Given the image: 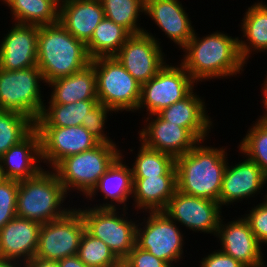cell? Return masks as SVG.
Listing matches in <instances>:
<instances>
[{"instance_id": "9c48e42d", "label": "cell", "mask_w": 267, "mask_h": 267, "mask_svg": "<svg viewBox=\"0 0 267 267\" xmlns=\"http://www.w3.org/2000/svg\"><path fill=\"white\" fill-rule=\"evenodd\" d=\"M196 83L184 66L167 63L148 82L141 85V96L137 110L146 107L149 115L171 106L185 98Z\"/></svg>"}, {"instance_id": "7bdbcfd3", "label": "cell", "mask_w": 267, "mask_h": 267, "mask_svg": "<svg viewBox=\"0 0 267 267\" xmlns=\"http://www.w3.org/2000/svg\"><path fill=\"white\" fill-rule=\"evenodd\" d=\"M14 263V264H13ZM16 261V260H8V259H0V267H26L25 263ZM21 264V265H20Z\"/></svg>"}, {"instance_id": "4fadbf2b", "label": "cell", "mask_w": 267, "mask_h": 267, "mask_svg": "<svg viewBox=\"0 0 267 267\" xmlns=\"http://www.w3.org/2000/svg\"><path fill=\"white\" fill-rule=\"evenodd\" d=\"M163 212L192 231L217 235L221 220L219 202L176 191Z\"/></svg>"}, {"instance_id": "5b68a950", "label": "cell", "mask_w": 267, "mask_h": 267, "mask_svg": "<svg viewBox=\"0 0 267 267\" xmlns=\"http://www.w3.org/2000/svg\"><path fill=\"white\" fill-rule=\"evenodd\" d=\"M120 151L116 144L99 143L93 149L64 158L53 170L66 192L75 189L87 196L122 155Z\"/></svg>"}, {"instance_id": "7a4b0ae2", "label": "cell", "mask_w": 267, "mask_h": 267, "mask_svg": "<svg viewBox=\"0 0 267 267\" xmlns=\"http://www.w3.org/2000/svg\"><path fill=\"white\" fill-rule=\"evenodd\" d=\"M199 141L189 152L175 158L177 190L219 202L226 169L225 148L203 146Z\"/></svg>"}, {"instance_id": "277c9868", "label": "cell", "mask_w": 267, "mask_h": 267, "mask_svg": "<svg viewBox=\"0 0 267 267\" xmlns=\"http://www.w3.org/2000/svg\"><path fill=\"white\" fill-rule=\"evenodd\" d=\"M67 194L56 172L42 169L36 176L18 181L16 216L41 225L59 219L71 210L61 205Z\"/></svg>"}, {"instance_id": "52a82bcc", "label": "cell", "mask_w": 267, "mask_h": 267, "mask_svg": "<svg viewBox=\"0 0 267 267\" xmlns=\"http://www.w3.org/2000/svg\"><path fill=\"white\" fill-rule=\"evenodd\" d=\"M42 80L44 82L37 66L21 70L0 69V110L23 113L36 122L45 105L39 85Z\"/></svg>"}, {"instance_id": "f35d334b", "label": "cell", "mask_w": 267, "mask_h": 267, "mask_svg": "<svg viewBox=\"0 0 267 267\" xmlns=\"http://www.w3.org/2000/svg\"><path fill=\"white\" fill-rule=\"evenodd\" d=\"M122 267H170L165 261L155 257L137 245L133 247L122 261Z\"/></svg>"}, {"instance_id": "ab89813d", "label": "cell", "mask_w": 267, "mask_h": 267, "mask_svg": "<svg viewBox=\"0 0 267 267\" xmlns=\"http://www.w3.org/2000/svg\"><path fill=\"white\" fill-rule=\"evenodd\" d=\"M200 267H245L230 255L221 250H215L210 255L204 257Z\"/></svg>"}, {"instance_id": "d6a6232c", "label": "cell", "mask_w": 267, "mask_h": 267, "mask_svg": "<svg viewBox=\"0 0 267 267\" xmlns=\"http://www.w3.org/2000/svg\"><path fill=\"white\" fill-rule=\"evenodd\" d=\"M105 17L126 28L131 34L144 32L138 26L140 13L145 11V0H100Z\"/></svg>"}, {"instance_id": "f6af8a7d", "label": "cell", "mask_w": 267, "mask_h": 267, "mask_svg": "<svg viewBox=\"0 0 267 267\" xmlns=\"http://www.w3.org/2000/svg\"><path fill=\"white\" fill-rule=\"evenodd\" d=\"M52 1L55 5H57L59 8L63 6L68 0H50Z\"/></svg>"}, {"instance_id": "8d00e7d4", "label": "cell", "mask_w": 267, "mask_h": 267, "mask_svg": "<svg viewBox=\"0 0 267 267\" xmlns=\"http://www.w3.org/2000/svg\"><path fill=\"white\" fill-rule=\"evenodd\" d=\"M110 111L109 108L105 107L101 103H98L89 113L86 118V122H82L90 134L96 139L99 143L105 144H115L112 139L108 138L104 133V126L107 120V114Z\"/></svg>"}, {"instance_id": "cb8c5ba5", "label": "cell", "mask_w": 267, "mask_h": 267, "mask_svg": "<svg viewBox=\"0 0 267 267\" xmlns=\"http://www.w3.org/2000/svg\"><path fill=\"white\" fill-rule=\"evenodd\" d=\"M47 85L53 90L49 104L66 105L83 100H97L96 73L91 63L84 69Z\"/></svg>"}, {"instance_id": "7402d4cb", "label": "cell", "mask_w": 267, "mask_h": 267, "mask_svg": "<svg viewBox=\"0 0 267 267\" xmlns=\"http://www.w3.org/2000/svg\"><path fill=\"white\" fill-rule=\"evenodd\" d=\"M206 109L204 100L192 90L185 98L164 108L157 115L168 123L186 128L198 141L204 143L213 123Z\"/></svg>"}, {"instance_id": "8fae6325", "label": "cell", "mask_w": 267, "mask_h": 267, "mask_svg": "<svg viewBox=\"0 0 267 267\" xmlns=\"http://www.w3.org/2000/svg\"><path fill=\"white\" fill-rule=\"evenodd\" d=\"M144 222L143 229L137 225L136 245L165 261L170 267H175L172 262L177 263L183 258L184 252L183 234L177 223L163 211L149 212Z\"/></svg>"}, {"instance_id": "e0dca14e", "label": "cell", "mask_w": 267, "mask_h": 267, "mask_svg": "<svg viewBox=\"0 0 267 267\" xmlns=\"http://www.w3.org/2000/svg\"><path fill=\"white\" fill-rule=\"evenodd\" d=\"M148 116L146 121L149 123L146 122V126L139 132V141L145 146L177 158L189 152L199 142L186 128L168 123L157 114ZM149 119H152L151 122Z\"/></svg>"}, {"instance_id": "60d3db41", "label": "cell", "mask_w": 267, "mask_h": 267, "mask_svg": "<svg viewBox=\"0 0 267 267\" xmlns=\"http://www.w3.org/2000/svg\"><path fill=\"white\" fill-rule=\"evenodd\" d=\"M26 267H58L56 260H46L39 258L37 256H34L29 261L25 262Z\"/></svg>"}, {"instance_id": "d590c367", "label": "cell", "mask_w": 267, "mask_h": 267, "mask_svg": "<svg viewBox=\"0 0 267 267\" xmlns=\"http://www.w3.org/2000/svg\"><path fill=\"white\" fill-rule=\"evenodd\" d=\"M18 181L6 179L0 184V229L16 216Z\"/></svg>"}, {"instance_id": "3957f363", "label": "cell", "mask_w": 267, "mask_h": 267, "mask_svg": "<svg viewBox=\"0 0 267 267\" xmlns=\"http://www.w3.org/2000/svg\"><path fill=\"white\" fill-rule=\"evenodd\" d=\"M91 60L86 44L59 22L39 26L37 67L46 84L84 69Z\"/></svg>"}, {"instance_id": "30bf717a", "label": "cell", "mask_w": 267, "mask_h": 267, "mask_svg": "<svg viewBox=\"0 0 267 267\" xmlns=\"http://www.w3.org/2000/svg\"><path fill=\"white\" fill-rule=\"evenodd\" d=\"M84 231L81 212L72 208L63 217L41 225L35 256L58 261L77 255Z\"/></svg>"}, {"instance_id": "b9f144b4", "label": "cell", "mask_w": 267, "mask_h": 267, "mask_svg": "<svg viewBox=\"0 0 267 267\" xmlns=\"http://www.w3.org/2000/svg\"><path fill=\"white\" fill-rule=\"evenodd\" d=\"M58 267H88L78 257L73 255L57 261Z\"/></svg>"}, {"instance_id": "44dd1931", "label": "cell", "mask_w": 267, "mask_h": 267, "mask_svg": "<svg viewBox=\"0 0 267 267\" xmlns=\"http://www.w3.org/2000/svg\"><path fill=\"white\" fill-rule=\"evenodd\" d=\"M180 3L178 0H145L144 14L149 15L162 32L183 49L195 31Z\"/></svg>"}, {"instance_id": "ffe728a7", "label": "cell", "mask_w": 267, "mask_h": 267, "mask_svg": "<svg viewBox=\"0 0 267 267\" xmlns=\"http://www.w3.org/2000/svg\"><path fill=\"white\" fill-rule=\"evenodd\" d=\"M40 160V134L34 128L0 157V165L6 179L22 181L36 176L43 169L38 165Z\"/></svg>"}, {"instance_id": "e575fe53", "label": "cell", "mask_w": 267, "mask_h": 267, "mask_svg": "<svg viewBox=\"0 0 267 267\" xmlns=\"http://www.w3.org/2000/svg\"><path fill=\"white\" fill-rule=\"evenodd\" d=\"M256 122L248 129L238 147L267 176V120L259 118Z\"/></svg>"}, {"instance_id": "6da1fadb", "label": "cell", "mask_w": 267, "mask_h": 267, "mask_svg": "<svg viewBox=\"0 0 267 267\" xmlns=\"http://www.w3.org/2000/svg\"><path fill=\"white\" fill-rule=\"evenodd\" d=\"M182 50L185 54L181 64L196 84L239 74L247 64L239 53V38L218 31L203 38L194 32Z\"/></svg>"}, {"instance_id": "f1b7e54d", "label": "cell", "mask_w": 267, "mask_h": 267, "mask_svg": "<svg viewBox=\"0 0 267 267\" xmlns=\"http://www.w3.org/2000/svg\"><path fill=\"white\" fill-rule=\"evenodd\" d=\"M132 34L123 26L104 18L86 43L91 59L115 56Z\"/></svg>"}, {"instance_id": "ac0fdd59", "label": "cell", "mask_w": 267, "mask_h": 267, "mask_svg": "<svg viewBox=\"0 0 267 267\" xmlns=\"http://www.w3.org/2000/svg\"><path fill=\"white\" fill-rule=\"evenodd\" d=\"M230 167L227 162L219 194L221 207L253 197L257 192L260 193L267 181L262 169L247 157L243 162Z\"/></svg>"}, {"instance_id": "9a60e30c", "label": "cell", "mask_w": 267, "mask_h": 267, "mask_svg": "<svg viewBox=\"0 0 267 267\" xmlns=\"http://www.w3.org/2000/svg\"><path fill=\"white\" fill-rule=\"evenodd\" d=\"M222 223L221 219L216 235L222 245L220 250L245 267L264 266L262 245L251 231L249 222L243 217L226 225Z\"/></svg>"}, {"instance_id": "d4e9b609", "label": "cell", "mask_w": 267, "mask_h": 267, "mask_svg": "<svg viewBox=\"0 0 267 267\" xmlns=\"http://www.w3.org/2000/svg\"><path fill=\"white\" fill-rule=\"evenodd\" d=\"M122 155L111 165V167L100 177L98 184L92 191L85 196L92 198L97 192L104 194V200H111V204L106 203L95 208H113L116 209L118 204H124L123 210L126 211V202L129 196L133 194V176L129 166L123 164ZM99 190V191H98ZM97 191V192H96ZM89 196V197H88ZM113 202V203H112ZM117 204V207H116Z\"/></svg>"}, {"instance_id": "1f68e13d", "label": "cell", "mask_w": 267, "mask_h": 267, "mask_svg": "<svg viewBox=\"0 0 267 267\" xmlns=\"http://www.w3.org/2000/svg\"><path fill=\"white\" fill-rule=\"evenodd\" d=\"M34 128L35 122L25 114L0 110V157Z\"/></svg>"}, {"instance_id": "4316f807", "label": "cell", "mask_w": 267, "mask_h": 267, "mask_svg": "<svg viewBox=\"0 0 267 267\" xmlns=\"http://www.w3.org/2000/svg\"><path fill=\"white\" fill-rule=\"evenodd\" d=\"M245 14L241 28L247 43L239 40V53L246 63L252 50L267 51V5L257 2Z\"/></svg>"}, {"instance_id": "603a6c76", "label": "cell", "mask_w": 267, "mask_h": 267, "mask_svg": "<svg viewBox=\"0 0 267 267\" xmlns=\"http://www.w3.org/2000/svg\"><path fill=\"white\" fill-rule=\"evenodd\" d=\"M104 18L100 0H68L59 8V23L85 44Z\"/></svg>"}, {"instance_id": "8992f818", "label": "cell", "mask_w": 267, "mask_h": 267, "mask_svg": "<svg viewBox=\"0 0 267 267\" xmlns=\"http://www.w3.org/2000/svg\"><path fill=\"white\" fill-rule=\"evenodd\" d=\"M96 73L97 100L111 111H137L141 84L115 56L91 60Z\"/></svg>"}, {"instance_id": "ba28073f", "label": "cell", "mask_w": 267, "mask_h": 267, "mask_svg": "<svg viewBox=\"0 0 267 267\" xmlns=\"http://www.w3.org/2000/svg\"><path fill=\"white\" fill-rule=\"evenodd\" d=\"M78 210L82 214L85 230L105 242L122 262L136 245V222L131 219L129 221L125 214L119 216L117 208H89L88 206Z\"/></svg>"}, {"instance_id": "ee69618b", "label": "cell", "mask_w": 267, "mask_h": 267, "mask_svg": "<svg viewBox=\"0 0 267 267\" xmlns=\"http://www.w3.org/2000/svg\"><path fill=\"white\" fill-rule=\"evenodd\" d=\"M262 90H263V94H264V96H263L264 100H263L262 103H264L263 105H264V108L266 110L264 112V115L263 116H259V117L262 118V119H266L267 120V76H266V79L264 81Z\"/></svg>"}, {"instance_id": "74e56055", "label": "cell", "mask_w": 267, "mask_h": 267, "mask_svg": "<svg viewBox=\"0 0 267 267\" xmlns=\"http://www.w3.org/2000/svg\"><path fill=\"white\" fill-rule=\"evenodd\" d=\"M265 198L263 203L252 207L250 213L244 215L249 222L251 231L261 245L267 243V195Z\"/></svg>"}, {"instance_id": "5bb4252c", "label": "cell", "mask_w": 267, "mask_h": 267, "mask_svg": "<svg viewBox=\"0 0 267 267\" xmlns=\"http://www.w3.org/2000/svg\"><path fill=\"white\" fill-rule=\"evenodd\" d=\"M41 140V162L54 168L66 157L93 149L99 142L84 126L35 127Z\"/></svg>"}, {"instance_id": "2e32d148", "label": "cell", "mask_w": 267, "mask_h": 267, "mask_svg": "<svg viewBox=\"0 0 267 267\" xmlns=\"http://www.w3.org/2000/svg\"><path fill=\"white\" fill-rule=\"evenodd\" d=\"M0 44V69L21 70L37 66L39 26L15 23Z\"/></svg>"}, {"instance_id": "484cf974", "label": "cell", "mask_w": 267, "mask_h": 267, "mask_svg": "<svg viewBox=\"0 0 267 267\" xmlns=\"http://www.w3.org/2000/svg\"><path fill=\"white\" fill-rule=\"evenodd\" d=\"M135 209L148 212L163 211L177 191V176L133 178Z\"/></svg>"}, {"instance_id": "7c38bea8", "label": "cell", "mask_w": 267, "mask_h": 267, "mask_svg": "<svg viewBox=\"0 0 267 267\" xmlns=\"http://www.w3.org/2000/svg\"><path fill=\"white\" fill-rule=\"evenodd\" d=\"M157 38L144 30L132 34L115 55L123 67L141 85L153 78L166 64Z\"/></svg>"}, {"instance_id": "f546056e", "label": "cell", "mask_w": 267, "mask_h": 267, "mask_svg": "<svg viewBox=\"0 0 267 267\" xmlns=\"http://www.w3.org/2000/svg\"><path fill=\"white\" fill-rule=\"evenodd\" d=\"M15 23L44 26L59 22V7L50 0H3Z\"/></svg>"}, {"instance_id": "83f0119b", "label": "cell", "mask_w": 267, "mask_h": 267, "mask_svg": "<svg viewBox=\"0 0 267 267\" xmlns=\"http://www.w3.org/2000/svg\"><path fill=\"white\" fill-rule=\"evenodd\" d=\"M98 104V100H83L72 104H49L35 122V127H71L86 122L88 113ZM48 109H47V108Z\"/></svg>"}, {"instance_id": "836d02e7", "label": "cell", "mask_w": 267, "mask_h": 267, "mask_svg": "<svg viewBox=\"0 0 267 267\" xmlns=\"http://www.w3.org/2000/svg\"><path fill=\"white\" fill-rule=\"evenodd\" d=\"M77 255L88 267H122V262L109 246L86 230L81 237Z\"/></svg>"}, {"instance_id": "4dcf8cb0", "label": "cell", "mask_w": 267, "mask_h": 267, "mask_svg": "<svg viewBox=\"0 0 267 267\" xmlns=\"http://www.w3.org/2000/svg\"><path fill=\"white\" fill-rule=\"evenodd\" d=\"M132 165L133 178H146L153 176H177L175 158L145 146L141 147Z\"/></svg>"}, {"instance_id": "bcb514c9", "label": "cell", "mask_w": 267, "mask_h": 267, "mask_svg": "<svg viewBox=\"0 0 267 267\" xmlns=\"http://www.w3.org/2000/svg\"><path fill=\"white\" fill-rule=\"evenodd\" d=\"M6 180L5 176H4V173L3 171L1 170V165H0V184Z\"/></svg>"}, {"instance_id": "d6986e66", "label": "cell", "mask_w": 267, "mask_h": 267, "mask_svg": "<svg viewBox=\"0 0 267 267\" xmlns=\"http://www.w3.org/2000/svg\"><path fill=\"white\" fill-rule=\"evenodd\" d=\"M41 224L15 216L0 229V259L25 263L37 251Z\"/></svg>"}]
</instances>
